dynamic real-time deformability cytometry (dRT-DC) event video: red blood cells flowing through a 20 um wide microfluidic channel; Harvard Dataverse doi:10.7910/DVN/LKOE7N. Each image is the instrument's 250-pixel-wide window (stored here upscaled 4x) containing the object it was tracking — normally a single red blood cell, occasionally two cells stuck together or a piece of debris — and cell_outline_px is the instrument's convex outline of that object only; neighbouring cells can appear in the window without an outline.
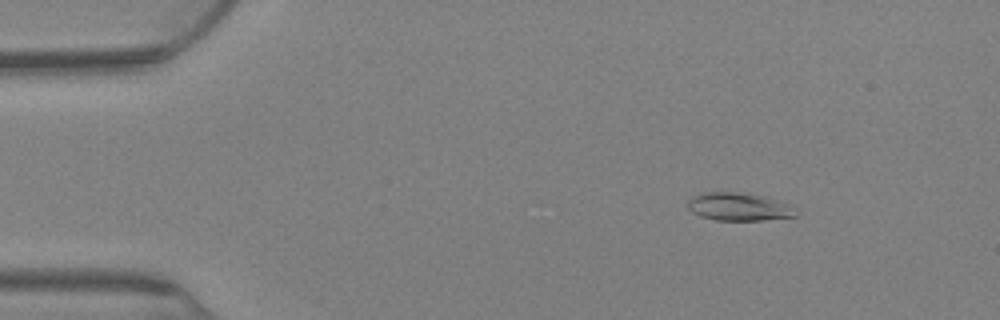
{"species": "Egyptian fruit bat (a non-hibernating species)", "species_latin": "Rousettus aegyptiacus", "temperature_condition": "warm", "stored_images_in_passage": 78, "camera_frame_rate_fps": 3000, "um_per_image_px": 0.085, "animal": {"sex": "female"}, "frame": {"image": 1, "passage_image": 11, "time_ms": 3.333, "image_size_px": [1000, 320], "cell_outline_px": [[796, 216], [760, 220], [716, 220], [700, 216], [692, 212], [688, 208], [688, 200], [692, 196], [704, 192], [740, 192], [764, 196], [780, 204]], "centroid_in_image_um": [62.58, 17.57], "position_along_channel_um": 22.4, "area_um2": 16.76}}
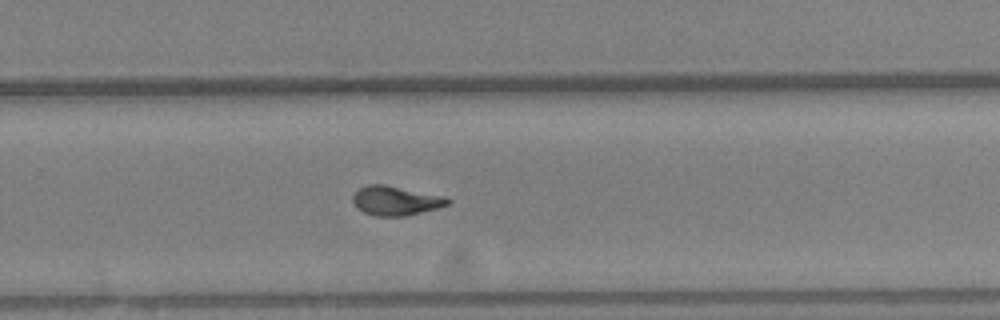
{"frame": {"image": 2, "passage_image": 52, "time_ms": 17.0, "image_size_px": [1000, 320], "cell_outline_px": [[452, 200], [448, 204], [436, 208], [404, 216], [376, 216], [364, 212], [356, 208], [352, 200], [352, 196], [360, 188], [368, 184], [384, 184], [448, 196]], "centroid_in_image_um": [33.65, 17.04], "position_along_channel_um": 296.2, "area_um2": 16.3}}
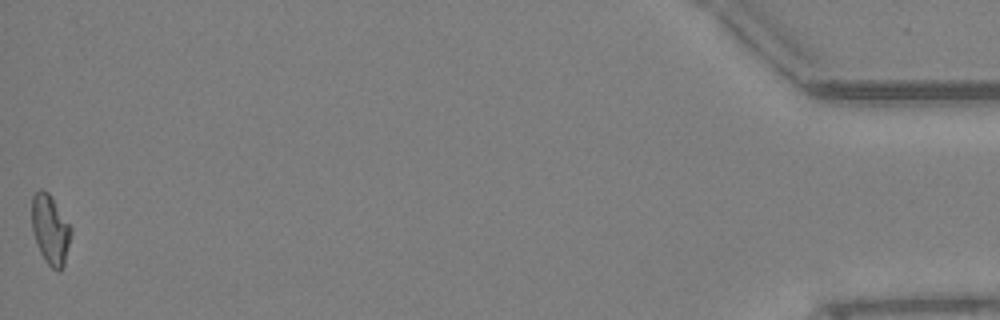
{"frame": {"image": 3, "passage_image": 78, "time_ms": 25.667, "image_size_px": [1000, 320], "cell_outline_px": [[72, 232], [64, 264], [60, 272], [56, 272], [44, 260], [40, 252], [32, 228], [32, 196], [40, 188], [48, 192], [52, 196], [72, 228]], "centroid_in_image_um": [4.29, 19.51], "position_along_channel_um": 430.9, "area_um2": 15.95}, "authors_computed_cell_mechanics": {"area_um2": 16.1551, "velocity_mm_per_s": 2.6594, "shape_relaxation_time_tau1_ms": 10.6645, "shape_relaxation_time_tau2_ms": 2.7229, "deformation_change_tau1": 0.2412, "deformation_change_tau2": 0.0813}}